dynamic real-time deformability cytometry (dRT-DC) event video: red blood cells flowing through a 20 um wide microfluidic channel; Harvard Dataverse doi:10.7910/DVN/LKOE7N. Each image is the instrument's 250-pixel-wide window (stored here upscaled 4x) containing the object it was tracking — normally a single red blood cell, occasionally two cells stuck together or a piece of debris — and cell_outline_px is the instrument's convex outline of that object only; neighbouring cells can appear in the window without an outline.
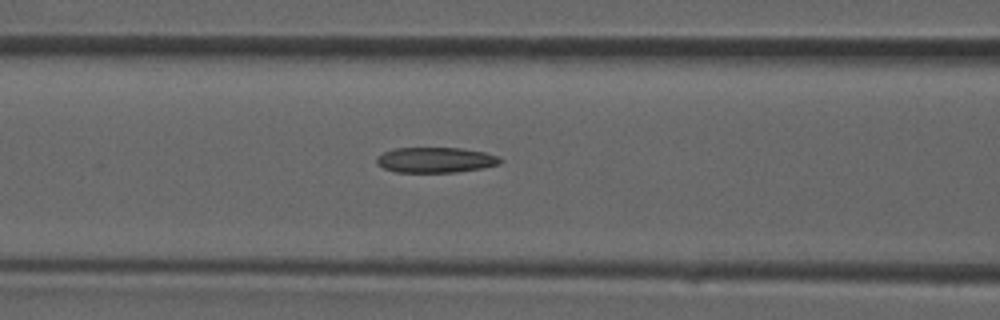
{"species": "common noctule bat (a hibernating species)", "species_latin": "Nyctalus noctula", "temperature_condition": "room temperature", "stored_images_in_passage": 33, "camera_frame_rate_fps": 3000, "um_per_image_px": 0.085, "animal": {"sex": "male", "forearm_length_mm": 52.5}, "frame": {"image": 1, "passage_image": 15, "time_ms": 4.667, "image_size_px": [1000, 320], "cell_outline_px": [[500, 164], [480, 168], [456, 172], [396, 172], [384, 168], [376, 164], [376, 156], [392, 148], [460, 148], [484, 152], [496, 156], [500, 160]], "centroid_in_image_um": [36.95, 13.59], "position_along_channel_um": 129.7, "area_um2": 18.15}}